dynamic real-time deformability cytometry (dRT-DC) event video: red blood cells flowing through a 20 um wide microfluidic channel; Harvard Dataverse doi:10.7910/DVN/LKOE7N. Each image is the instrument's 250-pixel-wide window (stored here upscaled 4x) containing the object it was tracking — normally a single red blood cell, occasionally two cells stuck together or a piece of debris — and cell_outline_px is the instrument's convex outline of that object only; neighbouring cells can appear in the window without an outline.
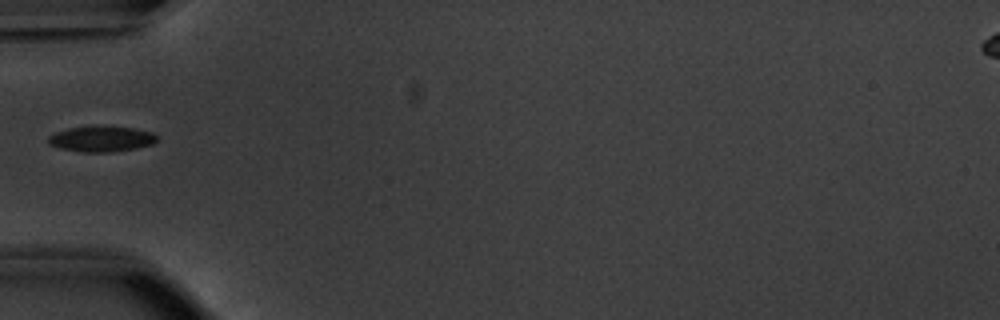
{"species": "common noctule bat (a hibernating species)", "species_latin": "Nyctalus noctula", "temperature_condition": "warm", "stored_images_in_passage": 8, "camera_frame_rate_fps": 3000, "um_per_image_px": 0.085, "animal": {"sex": "male", "body_mass_g": 20.1, "forearm_length_mm": 53.5}, "frame": {"image": 1, "passage_image": 1, "time_ms": 0.0, "image_size_px": [1000, 320], "cell_outline_px": [[156, 140], [152, 144], [136, 148], [112, 152], [80, 152], [60, 148], [48, 144], [48, 136], [56, 132], [68, 128], [100, 124], [132, 128], [152, 132], [156, 136]], "centroid_in_image_um": [8.58, 11.79], "position_along_channel_um": 76.4, "area_um2": 16.53}}
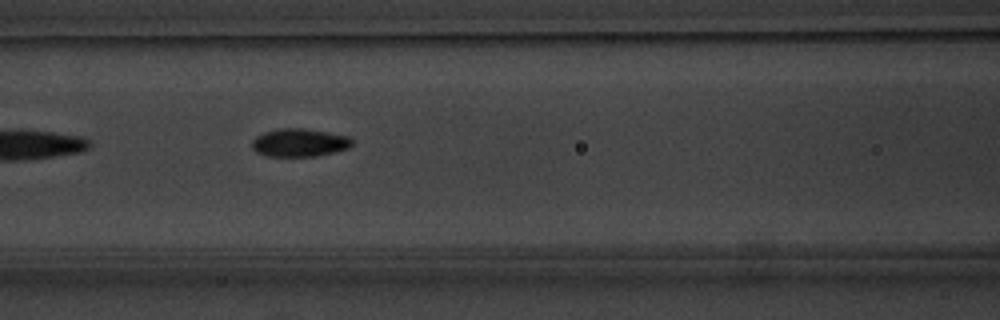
{"frame": {"image": 2, "passage_image": 6, "time_ms": 1.667, "image_size_px": [1000, 320], "cell_outline_px": [[352, 144], [348, 148], [316, 156], [268, 156], [256, 152], [252, 148], [252, 140], [256, 136], [264, 132], [276, 128], [304, 128], [328, 132], [348, 136], [352, 140]], "centroid_in_image_um": [25.42, 12.11], "position_along_channel_um": 141.2, "area_um2": 16.36}}